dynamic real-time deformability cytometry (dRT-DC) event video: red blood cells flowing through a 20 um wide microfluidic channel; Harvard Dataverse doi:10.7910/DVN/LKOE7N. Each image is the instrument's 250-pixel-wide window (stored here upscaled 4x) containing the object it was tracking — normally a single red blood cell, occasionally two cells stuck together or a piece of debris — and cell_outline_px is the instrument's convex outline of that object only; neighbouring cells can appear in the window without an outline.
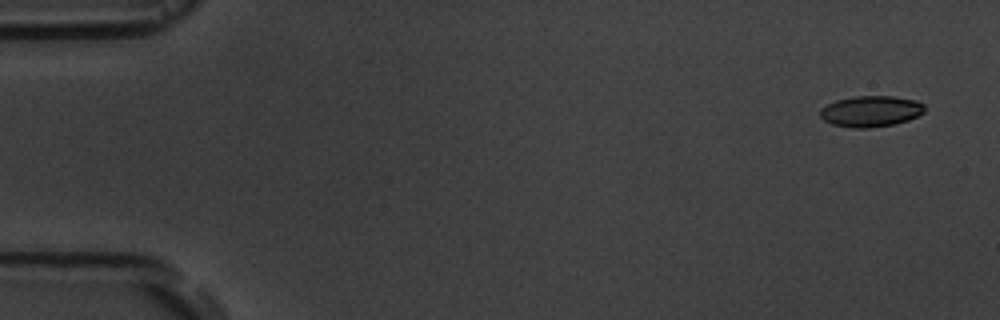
{"species": "common noctule bat (a hibernating species)", "species_latin": "Nyctalus noctula", "temperature_condition": "room temperature", "stored_images_in_passage": 4, "camera_frame_rate_fps": 3000, "um_per_image_px": 0.085, "animal": {"sex": "male", "body_mass_g": 19.5, "forearm_length_mm": 54.6}, "frame": {"image": 1, "passage_image": 1, "time_ms": 0.0, "image_size_px": [1000, 320], "cell_outline_px": [[924, 112], [908, 120], [892, 124], [868, 128], [852, 128], [832, 124], [824, 120], [820, 116], [820, 108], [836, 100], [856, 96], [892, 96], [916, 100], [924, 104]], "centroid_in_image_um": [74.0, 9.45], "position_along_channel_um": 11.0, "area_um2": 18.79}}
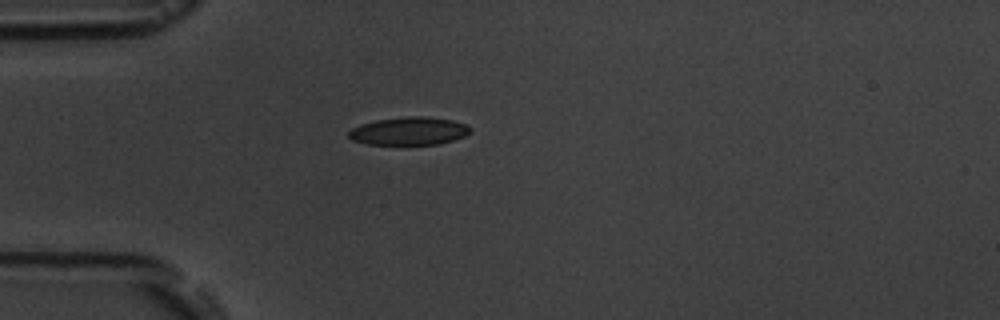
{"frame": {"image": 2, "passage_image": 4, "time_ms": 4.333, "image_size_px": [1000, 320], "cell_outline_px": [[472, 128], [464, 136], [440, 144], [368, 144], [352, 140], [348, 136], [348, 132], [352, 128], [360, 124], [376, 120], [408, 116], [424, 116], [452, 120], [464, 124]], "centroid_in_image_um": [34.74, 11.13], "position_along_channel_um": 50.3, "area_um2": 19.65}}